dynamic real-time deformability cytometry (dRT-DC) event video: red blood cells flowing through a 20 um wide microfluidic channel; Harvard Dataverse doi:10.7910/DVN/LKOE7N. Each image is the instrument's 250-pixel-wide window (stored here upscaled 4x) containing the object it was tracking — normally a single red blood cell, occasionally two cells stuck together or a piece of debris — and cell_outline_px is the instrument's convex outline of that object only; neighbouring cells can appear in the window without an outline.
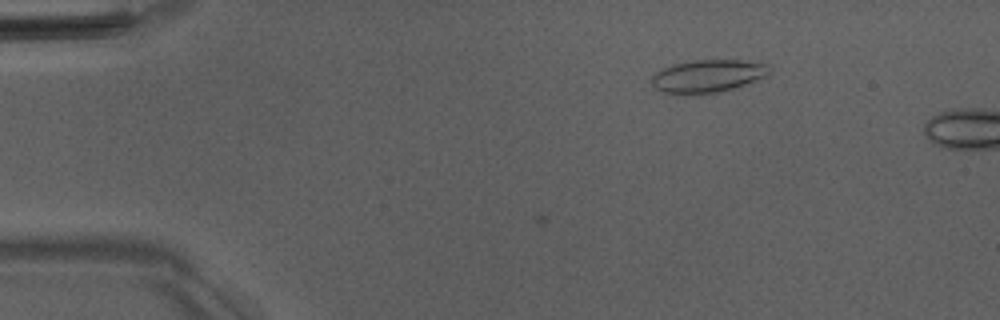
{"species": "Egyptian fruit bat (a non-hibernating species)", "species_latin": "Rousettus aegyptiacus", "temperature_condition": "room temperature", "stored_images_in_passage": 6, "camera_frame_rate_fps": 3000, "um_per_image_px": 0.085, "animal": {"sex": "male"}, "frame": {"image": 1, "passage_image": 1, "time_ms": 0.0, "image_size_px": [1000, 320], "cell_outline_px": [[768, 76], [720, 92], [700, 96], [684, 96], [664, 92], [656, 88], [652, 84], [652, 76], [660, 68], [672, 64], [692, 60], [740, 60], [768, 64]], "centroid_in_image_um": [60.09, 6.49], "position_along_channel_um": 24.9, "area_um2": 22.89}}